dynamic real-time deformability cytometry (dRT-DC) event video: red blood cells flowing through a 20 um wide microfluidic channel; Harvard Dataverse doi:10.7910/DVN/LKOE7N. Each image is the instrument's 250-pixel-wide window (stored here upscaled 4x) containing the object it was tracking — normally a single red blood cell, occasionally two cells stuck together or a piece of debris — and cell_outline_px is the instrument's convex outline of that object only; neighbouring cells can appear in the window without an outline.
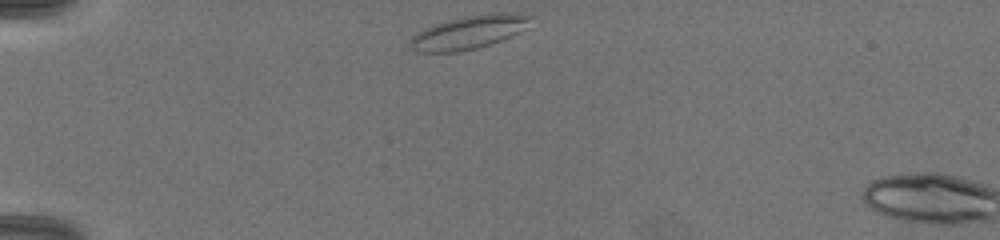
{"species": "common noctule bat (a hibernating species)", "species_latin": "Nyctalus noctula", "temperature_condition": "warm", "stored_images_in_passage": 3, "camera_frame_rate_fps": 3000, "um_per_image_px": 0.085, "animal": {"sex": "female", "body_mass_g": 19.5, "forearm_length_mm": 54.1}, "frame": {"image": 1, "passage_image": 1, "time_ms": 0.0, "image_size_px": [1000, 240], "cell_outline_px": [[532, 16], [520, 32], [512, 36], [492, 44], [476, 48], [456, 52], [416, 52], [408, 44], [408, 40], [416, 32], [424, 28], [448, 20], [464, 16], [488, 12], [504, 12]], "centroid_in_image_um": [39.79, 2.74], "position_along_channel_um": 45.2, "area_um2": 23.47}}